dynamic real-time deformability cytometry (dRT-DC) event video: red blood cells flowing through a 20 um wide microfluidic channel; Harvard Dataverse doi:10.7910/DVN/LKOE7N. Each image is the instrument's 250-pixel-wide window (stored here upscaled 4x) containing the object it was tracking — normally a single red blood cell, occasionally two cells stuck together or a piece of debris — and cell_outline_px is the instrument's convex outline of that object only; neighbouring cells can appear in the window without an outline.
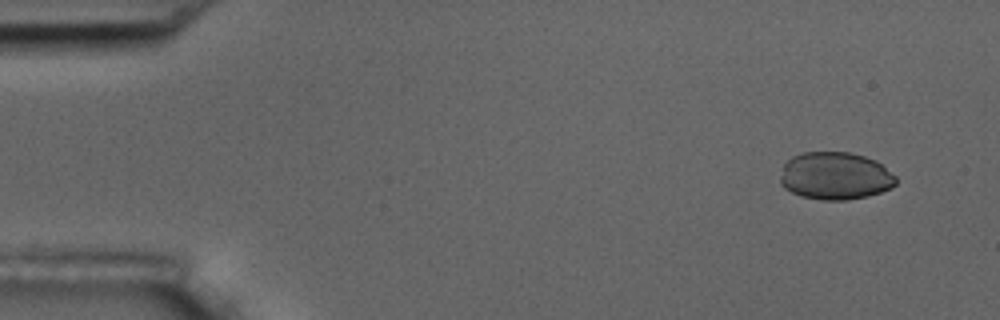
{"species": "common noctule bat (a hibernating species)", "species_latin": "Nyctalus noctula", "temperature_condition": "room temperature", "stored_images_in_passage": 6, "camera_frame_rate_fps": 3000, "um_per_image_px": 0.085, "animal": {"sex": "male", "body_mass_g": 17.5, "forearm_length_mm": 52.3}, "frame": {"image": 1, "passage_image": 2, "time_ms": 1.0, "image_size_px": [1000, 320], "cell_outline_px": [[896, 184], [892, 188], [868, 196], [844, 200], [824, 200], [800, 196], [784, 188], [780, 184], [780, 176], [784, 164], [792, 156], [804, 152], [848, 152], [864, 156], [876, 160], [896, 176]], "centroid_in_image_um": [70.99, 14.95], "position_along_channel_um": 14.0, "area_um2": 32.19}}